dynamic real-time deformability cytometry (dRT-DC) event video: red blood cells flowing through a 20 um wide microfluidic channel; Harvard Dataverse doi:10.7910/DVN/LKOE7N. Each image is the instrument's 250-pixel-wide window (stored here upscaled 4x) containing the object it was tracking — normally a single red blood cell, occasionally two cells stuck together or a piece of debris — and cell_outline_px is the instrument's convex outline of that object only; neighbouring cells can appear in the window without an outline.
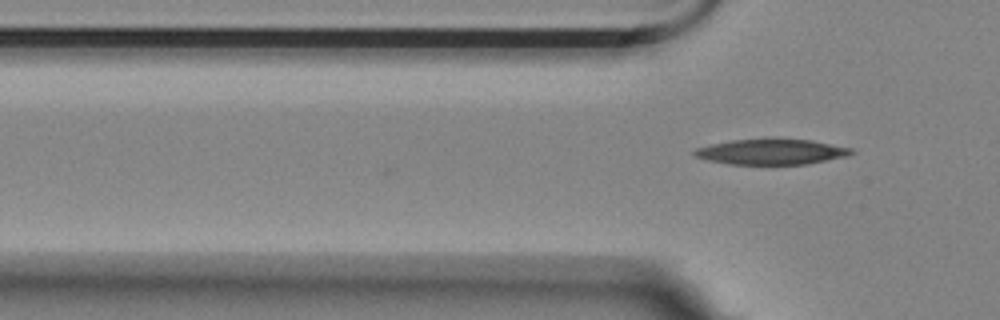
{"species": "Egyptian fruit bat (a non-hibernating species)", "species_latin": "Rousettus aegyptiacus", "temperature_condition": "room temperature", "stored_images_in_passage": 2, "camera_frame_rate_fps": 3000, "um_per_image_px": 0.085, "animal": {"sex": "female"}, "frame": {"image": 1, "passage_image": 2, "time_ms": 0.333, "image_size_px": [1000, 320], "cell_outline_px": [[856, 152], [848, 156], [808, 164], [728, 164], [708, 160], [692, 156], [692, 152], [696, 148], [712, 144], [732, 140], [768, 136], [772, 136], [812, 140], [852, 148]], "centroid_in_image_um": [65.58, 12.86], "position_along_channel_um": 60.2, "area_um2": 24.22}}